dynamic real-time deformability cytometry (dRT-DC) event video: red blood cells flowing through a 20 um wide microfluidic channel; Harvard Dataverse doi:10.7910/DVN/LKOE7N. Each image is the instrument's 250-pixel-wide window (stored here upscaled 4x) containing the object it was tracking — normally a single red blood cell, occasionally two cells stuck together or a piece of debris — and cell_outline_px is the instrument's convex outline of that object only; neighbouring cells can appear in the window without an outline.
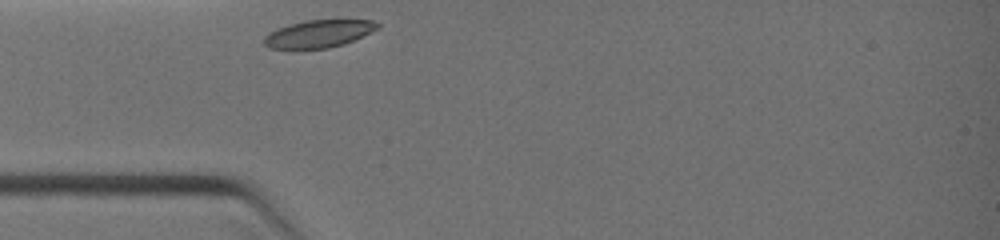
{"species": "common noctule bat (a hibernating species)", "species_latin": "Nyctalus noctula", "temperature_condition": "warm", "stored_images_in_passage": 1, "camera_frame_rate_fps": 3000, "um_per_image_px": 0.085, "animal": {"sex": "female", "body_mass_g": 19.0, "forearm_length_mm": 51.5}, "frame": {"image": 1, "passage_image": 1, "time_ms": 0.0, "image_size_px": [1000, 240], "cell_outline_px": [[380, 28], [344, 44], [328, 48], [296, 52], [268, 48], [264, 44], [264, 36], [268, 32], [276, 28], [304, 20], [336, 16], [372, 20], [380, 24]], "centroid_in_image_um": [27.08, 2.85], "position_along_channel_um": 57.9, "area_um2": 20.0}}